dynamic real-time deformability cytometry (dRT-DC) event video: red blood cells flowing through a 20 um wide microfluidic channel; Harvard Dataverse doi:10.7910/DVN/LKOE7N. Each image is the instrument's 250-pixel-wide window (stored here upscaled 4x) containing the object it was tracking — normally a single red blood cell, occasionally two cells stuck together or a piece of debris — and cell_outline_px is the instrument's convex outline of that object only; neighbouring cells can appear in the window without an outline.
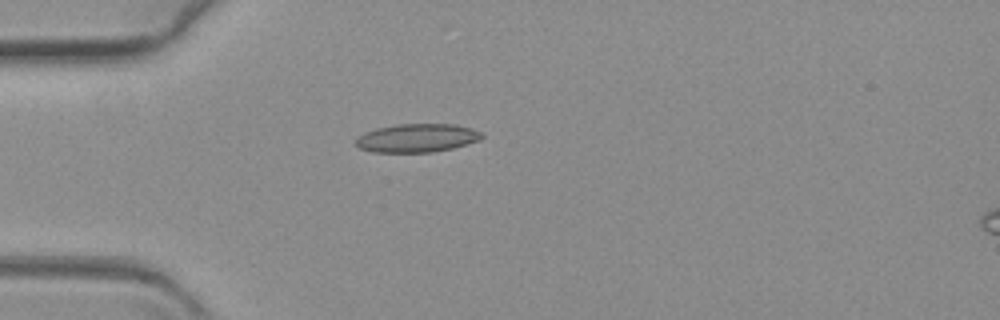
{"species": "common noctule bat (a hibernating species)", "species_latin": "Nyctalus noctula", "temperature_condition": "warm", "stored_images_in_passage": 46, "camera_frame_rate_fps": 3000, "um_per_image_px": 0.085, "animal": {"sex": "female", "body_mass_g": 19.3, "forearm_length_mm": 54.1}, "frame": {"image": 1, "passage_image": 1, "time_ms": 0.0, "image_size_px": [1000, 320], "cell_outline_px": [[484, 136], [480, 140], [452, 148], [432, 152], [372, 152], [360, 148], [356, 144], [356, 140], [364, 132], [376, 128], [396, 124], [456, 124], [472, 128], [484, 132]], "centroid_in_image_um": [35.49, 11.72], "position_along_channel_um": 49.5, "area_um2": 20.98}}
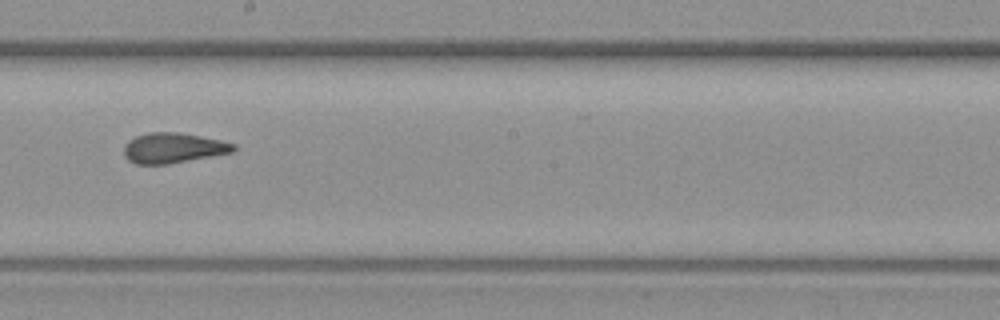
{"frame": {"image": 2, "passage_image": 19, "time_ms": 6.0, "image_size_px": [1000, 320], "cell_outline_px": [[236, 148], [232, 152], [168, 164], [136, 164], [128, 160], [124, 156], [124, 144], [128, 140], [136, 136], [148, 132], [176, 132], [200, 136], [220, 140], [236, 144]], "centroid_in_image_um": [14.68, 12.57], "position_along_channel_um": 233.5, "area_um2": 19.25}}
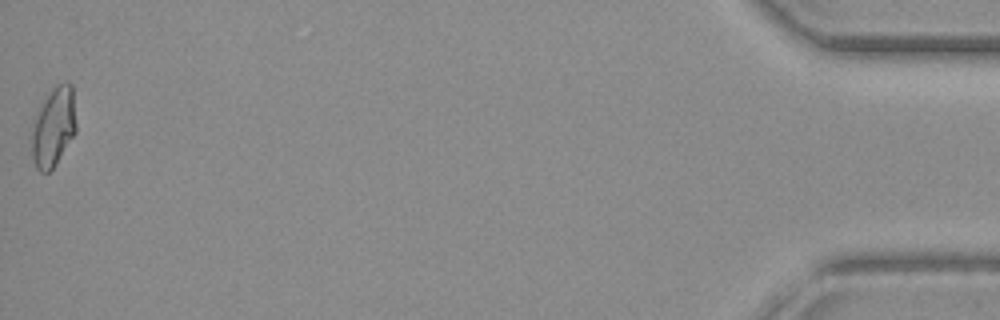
{"frame": {"image": 3, "passage_image": 46, "time_ms": 15.0, "image_size_px": [1000, 320], "cell_outline_px": [[76, 132], [56, 164], [48, 172], [40, 172], [36, 168], [32, 156], [32, 120], [40, 104], [52, 88], [56, 84], [68, 80], [72, 84], [76, 124]], "centroid_in_image_um": [4.54, 10.75], "position_along_channel_um": 430.7, "area_um2": 20.87}}